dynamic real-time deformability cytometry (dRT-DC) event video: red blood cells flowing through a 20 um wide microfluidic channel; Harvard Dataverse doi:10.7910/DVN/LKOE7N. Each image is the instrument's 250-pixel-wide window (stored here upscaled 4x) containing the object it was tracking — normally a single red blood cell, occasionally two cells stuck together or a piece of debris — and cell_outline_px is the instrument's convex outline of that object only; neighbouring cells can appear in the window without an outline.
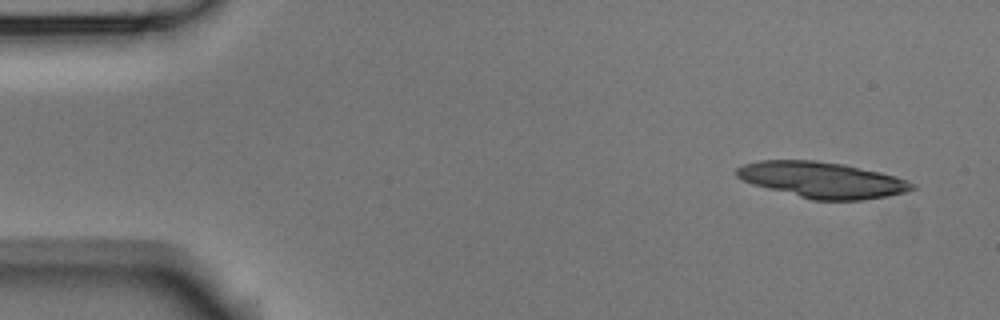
{"species": "Egyptian fruit bat (a non-hibernating species)", "species_latin": "Rousettus aegyptiacus", "temperature_condition": "room temperature", "stored_images_in_passage": 5, "camera_frame_rate_fps": 3000, "um_per_image_px": 0.085, "animal": {"sex": "male"}, "frame": {"image": 1, "passage_image": 1, "time_ms": 0.0, "image_size_px": [1000, 320], "cell_outline_px": [[916, 188], [904, 192], [888, 196], [864, 200], [812, 200], [752, 184], [736, 176], [736, 168], [744, 164], [760, 160], [812, 160], [844, 164], [880, 172], [896, 176], [908, 180], [916, 184]], "centroid_in_image_um": [69.91, 15.29], "position_along_channel_um": 15.1, "area_um2": 36.76}}